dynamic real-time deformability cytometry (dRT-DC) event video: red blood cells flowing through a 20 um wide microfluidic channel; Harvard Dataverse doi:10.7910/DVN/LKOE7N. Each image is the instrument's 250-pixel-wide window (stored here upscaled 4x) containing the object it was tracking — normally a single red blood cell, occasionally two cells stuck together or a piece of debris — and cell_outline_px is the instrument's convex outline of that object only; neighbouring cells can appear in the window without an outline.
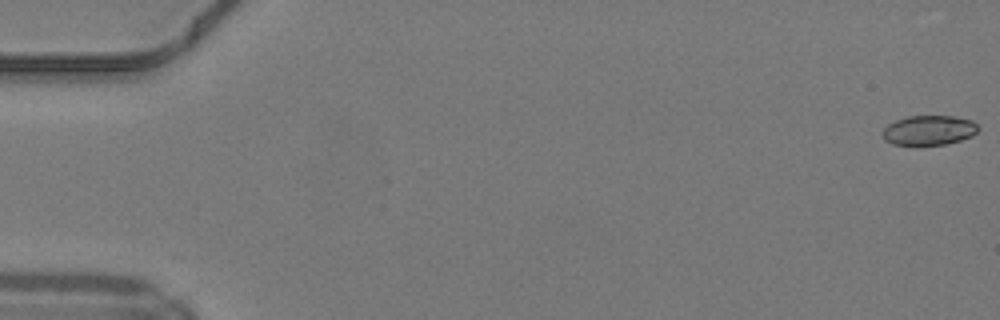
{"species": "common noctule bat (a hibernating species)", "species_latin": "Nyctalus noctula", "temperature_condition": "warm", "stored_images_in_passage": 50, "camera_frame_rate_fps": 3000, "um_per_image_px": 0.085, "animal": {"sex": "male", "body_mass_g": 19.2, "forearm_length_mm": 51.8}, "frame": {"image": 1, "passage_image": 1, "time_ms": 0.0, "image_size_px": [1000, 320], "cell_outline_px": [[980, 128], [972, 136], [960, 140], [944, 144], [892, 144], [884, 140], [884, 128], [888, 124], [896, 120], [908, 116], [956, 116], [972, 120]], "centroid_in_image_um": [78.99, 11.05], "position_along_channel_um": 6.0, "area_um2": 16.36}}
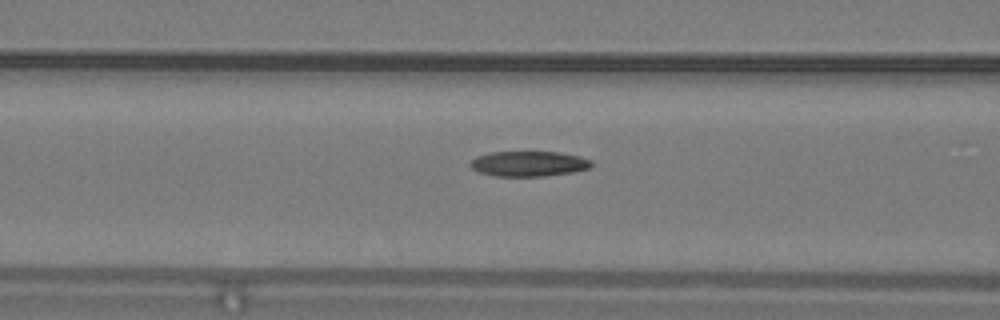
{"frame": {"image": 2, "passage_image": 21, "time_ms": 6.667, "image_size_px": [1000, 320], "cell_outline_px": [[592, 164], [588, 168], [572, 172], [544, 176], [492, 176], [480, 172], [472, 168], [468, 164], [476, 156], [488, 152], [560, 152], [580, 156], [592, 160]], "centroid_in_image_um": [44.92, 13.91], "position_along_channel_um": 121.7, "area_um2": 17.86}}
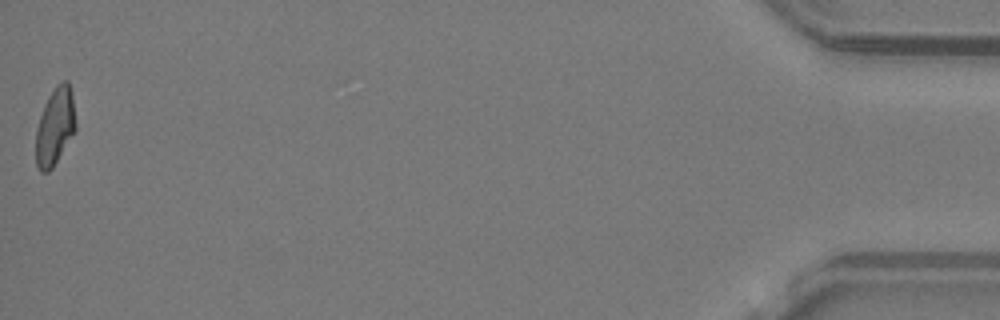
{"frame": {"image": 3, "passage_image": 50, "time_ms": 16.333, "image_size_px": [1000, 320], "cell_outline_px": [[76, 132], [52, 168], [48, 172], [40, 172], [36, 164], [36, 128], [44, 104], [48, 96], [56, 84], [60, 80], [68, 80], [72, 96], [76, 124]], "centroid_in_image_um": [4.68, 10.74], "position_along_channel_um": 430.5, "area_um2": 18.21}, "authors_computed_cell_mechanics": {"area_um2": 18.1492, "velocity_mm_per_s": 4.2336, "shape_relaxation_time_tau1_ms": null, "shape_relaxation_time_tau2_ms": 3.8451, "deformation_change_tau1": null, "deformation_change_tau2": 0.1175}}